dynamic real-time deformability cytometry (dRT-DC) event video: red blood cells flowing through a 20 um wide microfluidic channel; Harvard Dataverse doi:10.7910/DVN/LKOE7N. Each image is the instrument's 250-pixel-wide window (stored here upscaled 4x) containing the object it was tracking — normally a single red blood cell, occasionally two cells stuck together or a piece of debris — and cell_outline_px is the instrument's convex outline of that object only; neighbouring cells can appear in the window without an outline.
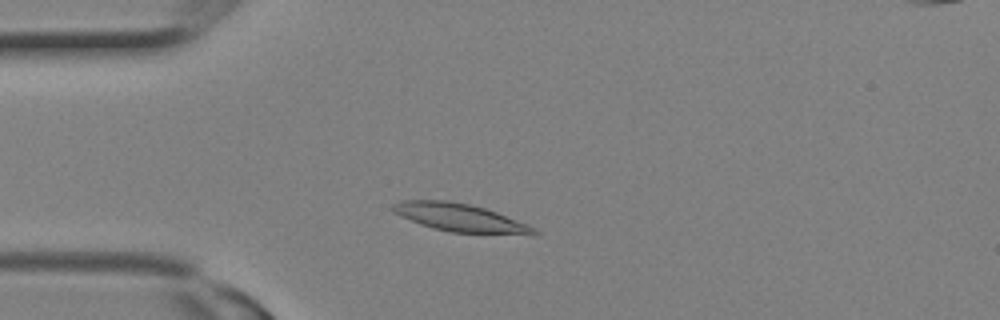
{"species": "Egyptian fruit bat (a non-hibernating species)", "species_latin": "Rousettus aegyptiacus", "temperature_condition": "room temperature", "stored_images_in_passage": 2, "camera_frame_rate_fps": 3000, "um_per_image_px": 0.085, "animal": {"sex": "female"}, "frame": {"image": 1, "passage_image": 2, "time_ms": 0.333, "image_size_px": [1000, 320], "cell_outline_px": [[540, 232], [536, 236], [452, 232], [432, 228], [420, 224], [400, 216], [392, 212], [388, 208], [392, 204], [400, 200], [448, 200], [468, 204], [484, 208], [496, 212], [524, 224]], "centroid_in_image_um": [39.05, 18.51], "position_along_channel_um": 45.9, "area_um2": 23.18}}